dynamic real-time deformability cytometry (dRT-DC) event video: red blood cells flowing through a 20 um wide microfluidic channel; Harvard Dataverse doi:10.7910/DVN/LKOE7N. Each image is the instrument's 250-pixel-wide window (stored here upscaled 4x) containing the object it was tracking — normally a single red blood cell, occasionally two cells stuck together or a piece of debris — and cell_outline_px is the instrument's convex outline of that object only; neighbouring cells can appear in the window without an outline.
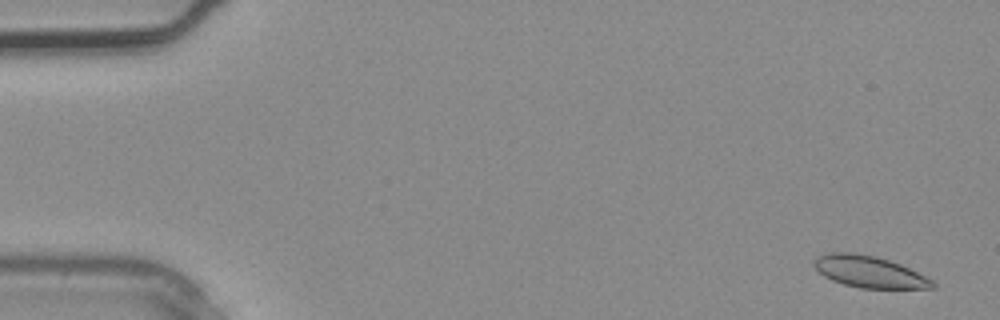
{"species": "common noctule bat (a hibernating species)", "species_latin": "Nyctalus noctula", "temperature_condition": "warm", "stored_images_in_passage": 5, "segment_of_instrument_passage": [2, 2], "camera_frame_rate_fps": 3000, "um_per_image_px": 0.085, "animal": {"sex": "male", "body_mass_g": 20.4}, "frame": {"image": 1, "passage_image": 5, "time_ms": 1.333, "image_size_px": [1000, 320], "cell_outline_px": [[936, 288], [860, 288], [844, 284], [832, 280], [824, 276], [812, 264], [812, 260], [816, 256], [828, 252], [856, 252], [876, 256], [900, 264], [932, 280], [936, 284]], "centroid_in_image_um": [73.83, 23.08], "position_along_channel_um": 11.2, "area_um2": 21.85}}